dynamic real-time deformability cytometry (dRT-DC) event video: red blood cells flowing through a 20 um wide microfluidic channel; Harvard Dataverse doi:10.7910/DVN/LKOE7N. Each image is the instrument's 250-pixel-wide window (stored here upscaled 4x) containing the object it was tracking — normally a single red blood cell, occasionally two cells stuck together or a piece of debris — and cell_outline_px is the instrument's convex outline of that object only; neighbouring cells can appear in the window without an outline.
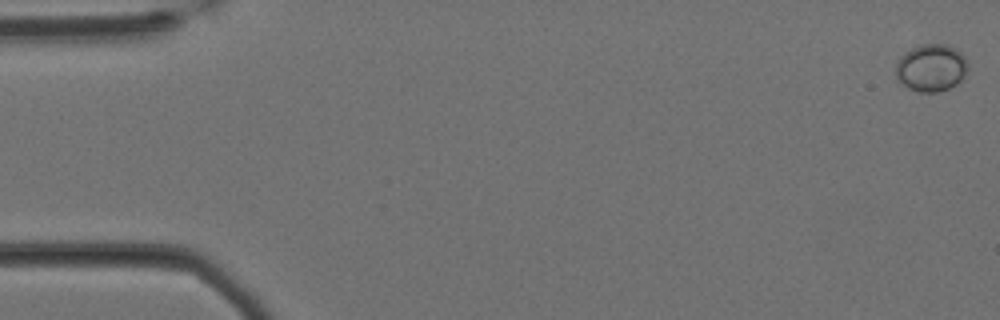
{"species": "Egyptian fruit bat (a non-hibernating species)", "species_latin": "Rousettus aegyptiacus", "temperature_condition": "cold", "stored_images_in_passage": 60, "camera_frame_rate_fps": 3000, "um_per_image_px": 0.085, "animal": {"sex": "female"}, "frame": {"image": 1, "passage_image": 1, "time_ms": 0.0, "image_size_px": [1000, 320], "cell_outline_px": [[968, 68], [964, 76], [956, 84], [948, 88], [936, 92], [920, 92], [908, 88], [896, 80], [896, 64], [900, 56], [912, 48], [920, 44], [948, 44], [960, 52], [964, 56], [968, 64]], "centroid_in_image_um": [79.13, 5.76], "position_along_channel_um": 5.9, "area_um2": 19.94}}
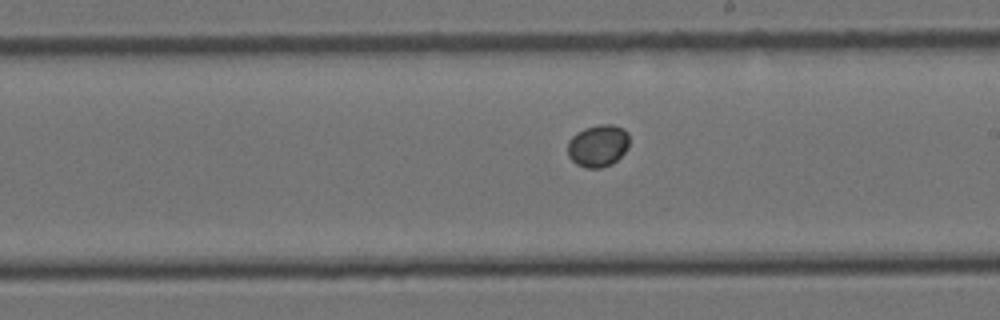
{"frame": {"image": 2, "passage_image": 34, "time_ms": 11.0, "image_size_px": [1000, 320], "cell_outline_px": [[628, 148], [612, 164], [600, 168], [584, 168], [576, 164], [568, 156], [568, 140], [576, 132], [584, 128], [600, 124], [612, 124], [624, 128], [628, 132]], "centroid_in_image_um": [50.82, 12.38], "position_along_channel_um": 238.2, "area_um2": 15.32}}
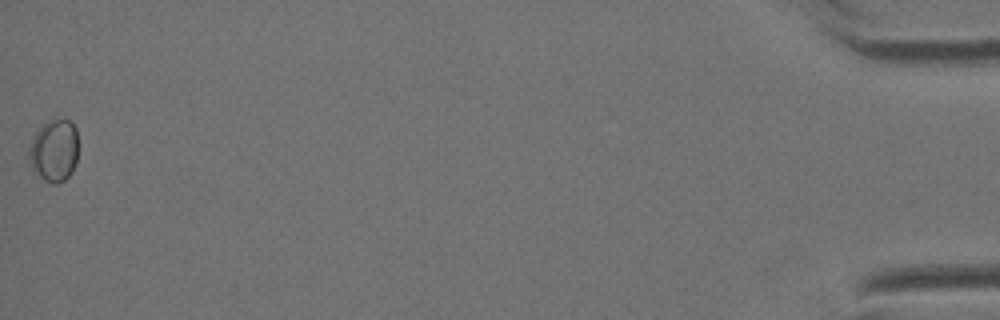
{"frame": {"image": 3, "passage_image": 60, "time_ms": 19.667, "image_size_px": [1000, 320], "cell_outline_px": [[76, 164], [72, 172], [64, 180], [56, 184], [52, 184], [44, 180], [32, 172], [28, 156], [28, 148], [32, 136], [48, 120], [72, 120], [76, 128]], "centroid_in_image_um": [4.56, 12.82], "position_along_channel_um": 430.6, "area_um2": 18.09}}